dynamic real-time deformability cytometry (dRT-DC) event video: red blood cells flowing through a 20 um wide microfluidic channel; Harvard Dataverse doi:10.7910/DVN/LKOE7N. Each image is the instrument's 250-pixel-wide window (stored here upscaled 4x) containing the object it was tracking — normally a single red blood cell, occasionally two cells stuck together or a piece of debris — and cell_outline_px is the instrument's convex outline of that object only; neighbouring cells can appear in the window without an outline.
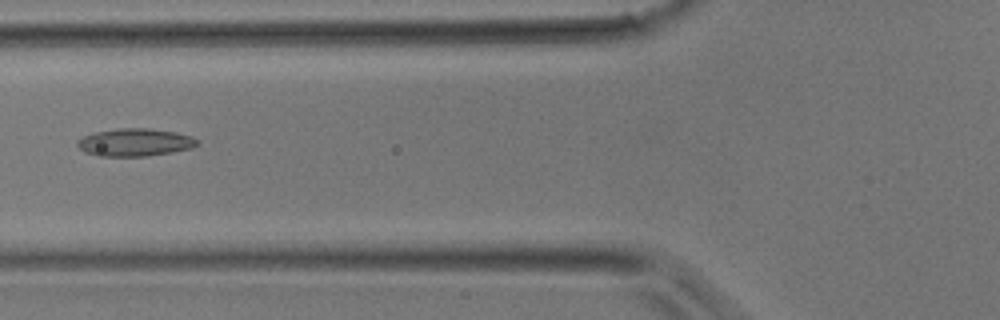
{"species": "common noctule bat (a hibernating species)", "species_latin": "Nyctalus noctula", "temperature_condition": "room temperature", "stored_images_in_passage": 29, "camera_frame_rate_fps": 3000, "um_per_image_px": 0.085, "animal": {"sex": "male", "body_mass_g": 17.9}, "frame": {"image": 1, "passage_image": 7, "time_ms": 2.0, "image_size_px": [1000, 320], "cell_outline_px": [[200, 144], [192, 148], [172, 152], [148, 156], [96, 156], [84, 152], [76, 144], [76, 140], [92, 132], [120, 128], [148, 128], [176, 132], [192, 136], [200, 140]], "centroid_in_image_um": [11.48, 12.1], "position_along_channel_um": 114.3, "area_um2": 19.65}}
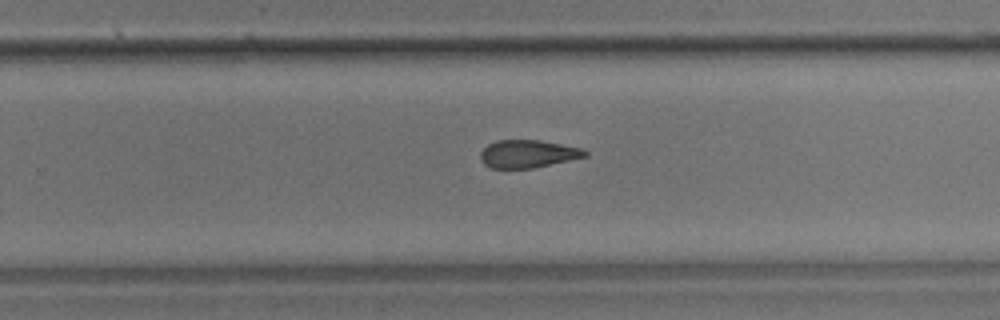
{"frame": {"image": 2, "passage_image": 17, "time_ms": 5.333, "image_size_px": [1000, 320], "cell_outline_px": [[588, 156], [532, 168], [492, 168], [484, 164], [480, 160], [480, 152], [488, 144], [496, 140], [540, 140], [580, 148], [588, 152]], "centroid_in_image_um": [44.84, 13.07], "position_along_channel_um": 285.0, "area_um2": 16.82}}
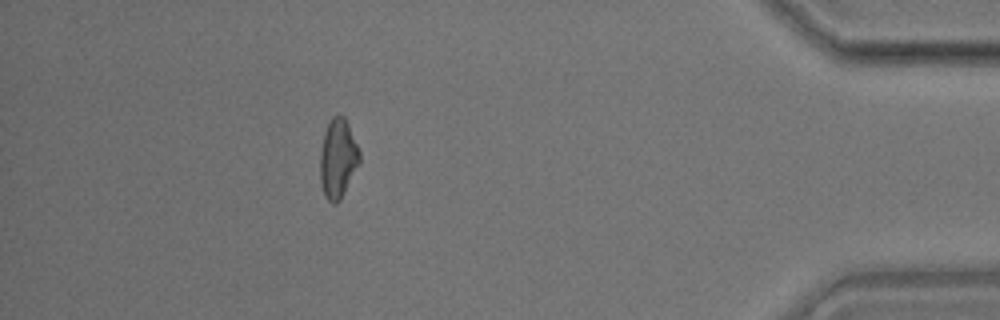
{"frame": {"image": 3, "passage_image": 27, "time_ms": 8.667, "image_size_px": [1000, 320], "cell_outline_px": [[360, 164], [340, 200], [336, 204], [332, 204], [328, 200], [324, 192], [320, 180], [320, 152], [324, 132], [332, 116], [344, 116], [348, 124], [360, 152]], "centroid_in_image_um": [28.73, 13.49], "position_along_channel_um": 406.5, "area_um2": 18.15}}